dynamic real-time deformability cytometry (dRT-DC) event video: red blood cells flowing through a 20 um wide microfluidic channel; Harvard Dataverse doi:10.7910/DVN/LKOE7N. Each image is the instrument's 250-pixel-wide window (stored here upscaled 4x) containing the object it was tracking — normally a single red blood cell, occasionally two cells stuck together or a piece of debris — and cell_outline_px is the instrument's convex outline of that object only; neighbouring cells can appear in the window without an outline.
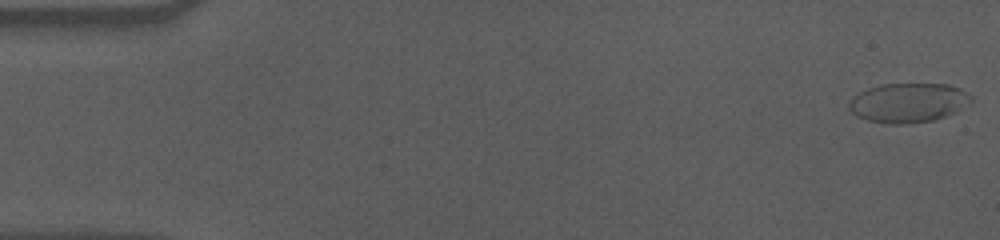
{"species": "human", "species_latin": "Homo sapiens", "temperature_condition": "cold", "stored_images_in_passage": 57, "camera_frame_rate_fps": 3000, "um_per_image_px": 0.085, "donor": {"sex": "male"}, "frame": {"image": 1, "passage_image": 1, "time_ms": 0.0, "image_size_px": [1000, 240], "cell_outline_px": [[972, 100], [956, 112], [932, 120], [908, 124], [888, 124], [868, 120], [856, 116], [848, 108], [848, 104], [852, 96], [868, 88], [884, 84], [948, 84], [960, 88], [968, 92], [972, 96]], "centroid_in_image_um": [77.19, 8.73], "position_along_channel_um": 7.8, "area_um2": 28.09}}
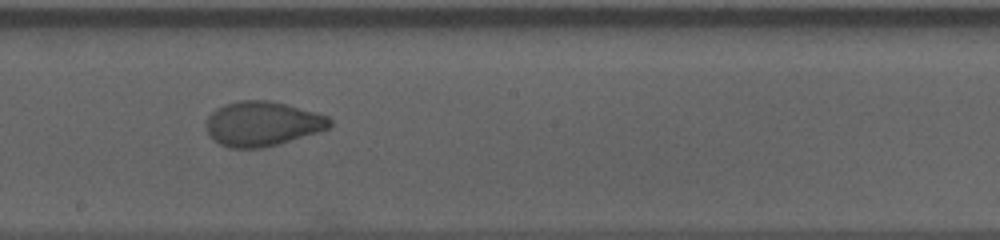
{"frame": {"image": 2, "passage_image": 32, "time_ms": 10.333, "image_size_px": [1000, 240], "cell_outline_px": [[332, 124], [328, 128], [280, 144], [264, 148], [228, 148], [212, 140], [204, 124], [208, 116], [216, 108], [224, 104], [240, 100], [268, 100], [284, 104], [328, 116], [332, 120]], "centroid_in_image_um": [22.25, 10.53], "position_along_channel_um": 226.0, "area_um2": 32.19}}
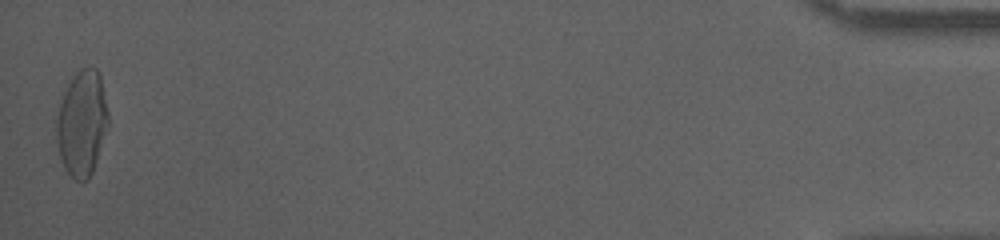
{"frame": {"image": 3, "passage_image": 57, "time_ms": 18.667, "image_size_px": [1000, 240], "cell_outline_px": [[108, 128], [92, 172], [88, 180], [76, 180], [64, 168], [60, 156], [56, 140], [56, 120], [60, 104], [64, 92], [68, 84], [76, 72], [80, 68], [88, 64], [96, 68], [100, 76], [108, 112]], "centroid_in_image_um": [6.97, 10.45], "position_along_channel_um": 428.2, "area_um2": 31.79}, "authors_computed_cell_mechanics": {"area_um2": 31.0964, "velocity_mm_per_s": 3.5505, "shape_relaxation_time_tau1_ms": 6.6565, "shape_relaxation_time_tau2_ms": 1.161, "deformation_change_tau1": 0.1957, "deformation_change_tau2": 0.0547}}